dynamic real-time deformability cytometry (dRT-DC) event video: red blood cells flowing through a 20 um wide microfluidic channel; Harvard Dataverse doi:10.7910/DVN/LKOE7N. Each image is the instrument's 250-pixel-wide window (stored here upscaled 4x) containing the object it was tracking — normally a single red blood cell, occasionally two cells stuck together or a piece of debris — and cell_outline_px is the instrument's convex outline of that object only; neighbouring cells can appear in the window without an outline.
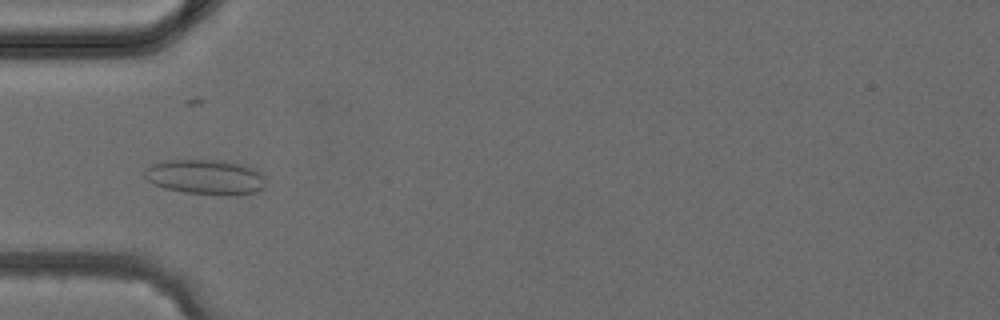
{"species": "common noctule bat (a hibernating species)", "species_latin": "Nyctalus noctula", "temperature_condition": "cold", "stored_images_in_passage": 29, "camera_frame_rate_fps": 3000, "um_per_image_px": 0.085, "animal": {"sex": "female", "body_mass_g": 24.6, "forearm_length_mm": 56.2}, "frame": {"image": 1, "passage_image": 13, "time_ms": 4.0, "image_size_px": [1000, 320], "cell_outline_px": [[264, 188], [260, 192], [236, 196], [224, 196], [184, 192], [164, 188], [148, 180], [144, 176], [144, 168], [152, 164], [168, 160], [220, 160], [244, 164], [256, 168], [264, 176]], "centroid_in_image_um": [17.54, 15.06], "position_along_channel_um": 67.5, "area_um2": 25.2}}
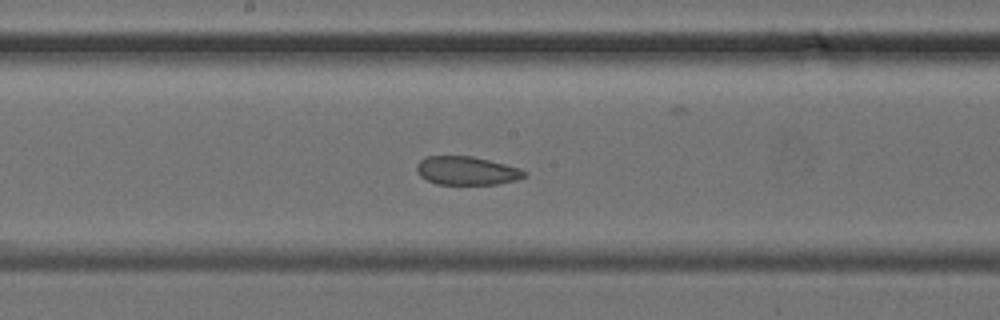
{"frame": {"image": 2, "passage_image": 21, "time_ms": 6.667, "image_size_px": [1000, 320], "cell_outline_px": [[528, 172], [524, 176], [516, 180], [496, 184], [436, 184], [420, 176], [416, 168], [416, 164], [420, 160], [428, 156], [472, 156], [520, 168]], "centroid_in_image_um": [39.66, 14.51], "position_along_channel_um": 208.5, "area_um2": 17.74}}
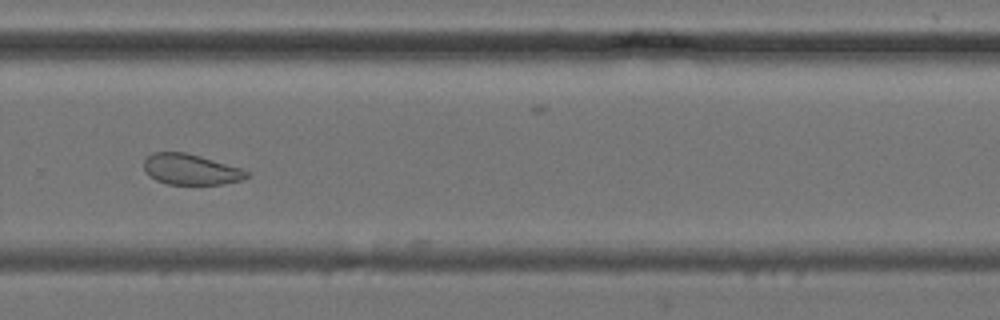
{"frame": {"image": 3, "passage_image": 27, "time_ms": 8.667, "image_size_px": [1000, 320], "cell_outline_px": [[252, 176], [240, 180], [224, 184], [168, 184], [156, 180], [148, 176], [144, 168], [144, 160], [152, 152], [184, 152], [200, 156], [240, 168], [248, 172]], "centroid_in_image_um": [16.2, 14.4], "position_along_channel_um": 313.6, "area_um2": 18.32}}